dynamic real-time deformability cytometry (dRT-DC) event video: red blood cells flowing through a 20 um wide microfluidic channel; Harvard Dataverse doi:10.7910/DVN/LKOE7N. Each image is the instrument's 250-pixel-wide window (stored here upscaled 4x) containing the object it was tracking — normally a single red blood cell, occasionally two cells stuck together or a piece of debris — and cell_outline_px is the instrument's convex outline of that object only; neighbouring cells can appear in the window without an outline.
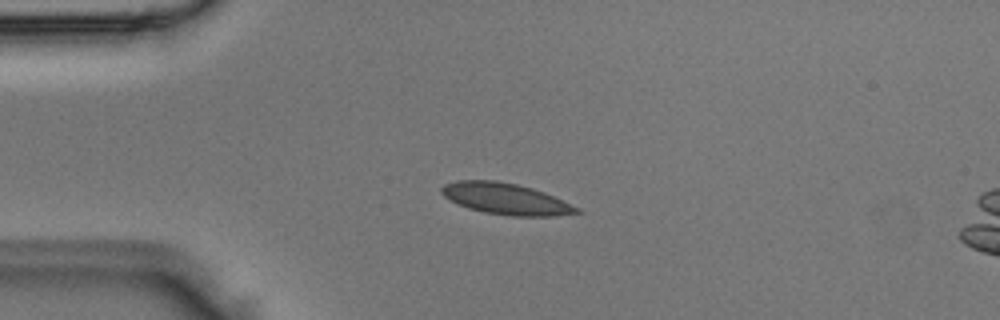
{"species": "Egyptian fruit bat (a non-hibernating species)", "species_latin": "Rousettus aegyptiacus", "temperature_condition": "room temperature", "stored_images_in_passage": 4, "camera_frame_rate_fps": 3000, "um_per_image_px": 0.085, "animal": {"sex": "male"}, "frame": {"image": 1, "passage_image": 2, "time_ms": 0.333, "image_size_px": [1000, 320], "cell_outline_px": [[584, 212], [556, 216], [512, 216], [484, 212], [468, 208], [444, 196], [440, 192], [440, 188], [444, 184], [456, 180], [496, 180], [516, 184], [532, 188], [544, 192], [580, 208]], "centroid_in_image_um": [43.01, 16.9], "position_along_channel_um": 42.0, "area_um2": 24.62}}
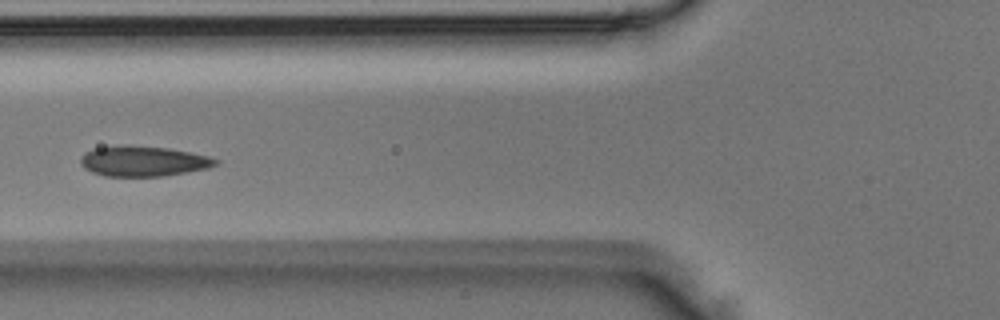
{"frame": {"image": 2, "passage_image": 4, "time_ms": 1.0, "image_size_px": [1000, 320], "cell_outline_px": [[220, 160], [216, 164], [208, 168], [164, 176], [104, 176], [92, 172], [84, 168], [80, 164], [80, 156], [84, 152], [92, 148], [124, 144], [128, 144], [168, 148], [208, 156]], "centroid_in_image_um": [12.11, 13.68], "position_along_channel_um": 113.7, "area_um2": 24.1}}